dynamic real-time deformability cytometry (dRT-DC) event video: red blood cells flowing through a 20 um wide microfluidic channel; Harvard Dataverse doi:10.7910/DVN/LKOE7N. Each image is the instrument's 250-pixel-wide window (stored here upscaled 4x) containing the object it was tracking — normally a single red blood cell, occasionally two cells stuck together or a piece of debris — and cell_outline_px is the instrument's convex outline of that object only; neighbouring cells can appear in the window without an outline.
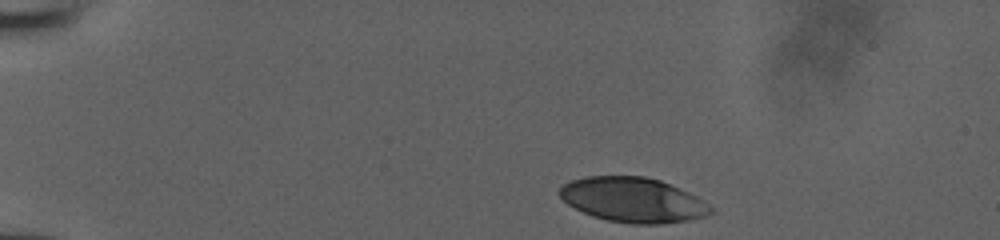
{"species": "human", "species_latin": "Homo sapiens", "temperature_condition": "room temperature", "stored_images_in_passage": 35, "camera_frame_rate_fps": 3000, "um_per_image_px": 0.085, "donor": {"sex": "male"}, "frame": {"image": 1, "passage_image": 1, "time_ms": 0.0, "image_size_px": [1000, 240], "cell_outline_px": [[716, 212], [708, 216], [692, 220], [660, 224], [632, 224], [608, 220], [592, 216], [568, 204], [556, 192], [564, 184], [572, 180], [584, 176], [644, 176], [660, 180], [688, 192], [704, 200]], "centroid_in_image_um": [53.84, 17.0], "position_along_channel_um": 31.2, "area_um2": 39.65}}
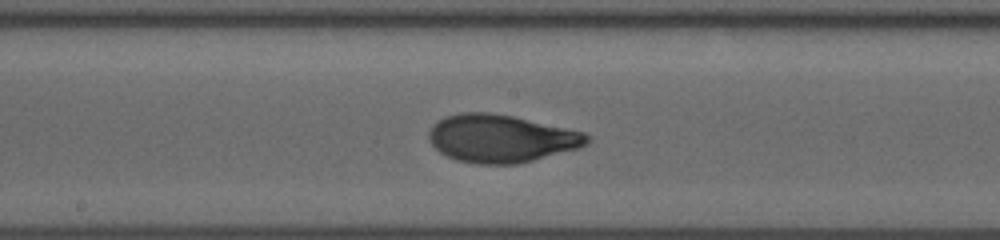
{"frame": {"image": 2, "passage_image": 20, "time_ms": 6.333, "image_size_px": [1000, 240], "cell_outline_px": [[592, 136], [588, 144], [580, 148], [520, 164], [476, 164], [456, 160], [440, 152], [428, 140], [428, 132], [432, 124], [444, 116], [460, 112], [488, 112], [512, 116], [584, 132]], "centroid_in_image_um": [42.59, 11.78], "position_along_channel_um": 205.6, "area_um2": 44.39}}
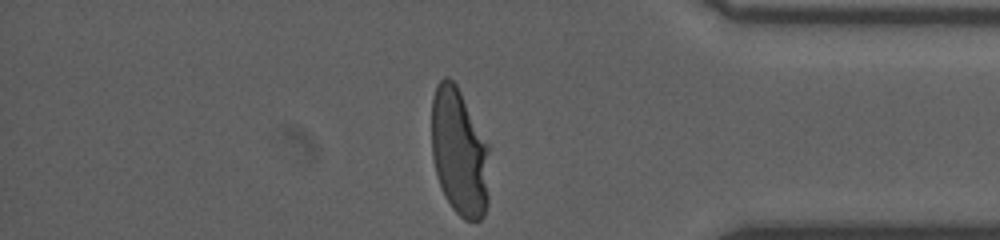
{"frame": {"image": 3, "passage_image": 35, "time_ms": 11.333, "image_size_px": [1000, 240], "cell_outline_px": [[488, 204], [484, 216], [480, 220], [464, 220], [452, 208], [444, 196], [440, 188], [436, 176], [432, 156], [432, 96], [436, 84], [444, 76], [448, 76], [456, 84], [488, 144]], "centroid_in_image_um": [39.02, 12.95], "position_along_channel_um": 396.2, "area_um2": 43.23}}